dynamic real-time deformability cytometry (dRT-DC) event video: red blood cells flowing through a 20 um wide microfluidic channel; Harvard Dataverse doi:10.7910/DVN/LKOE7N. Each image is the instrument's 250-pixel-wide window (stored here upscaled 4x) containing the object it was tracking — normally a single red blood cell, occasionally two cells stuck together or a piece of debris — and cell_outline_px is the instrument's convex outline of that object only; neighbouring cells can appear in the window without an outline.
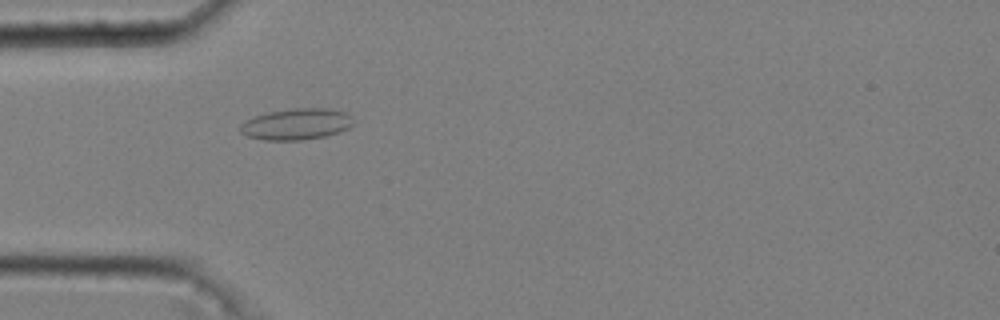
{"species": "common noctule bat (a hibernating species)", "species_latin": "Nyctalus noctula", "temperature_condition": "cold", "stored_images_in_passage": 43, "camera_frame_rate_fps": 3000, "um_per_image_px": 0.085, "animal": {"sex": "male", "body_mass_g": 20.4}, "frame": {"image": 1, "passage_image": 11, "time_ms": 3.333, "image_size_px": [1000, 320], "cell_outline_px": [[352, 124], [348, 128], [340, 132], [324, 136], [300, 140], [264, 140], [248, 136], [240, 132], [240, 124], [256, 116], [268, 112], [292, 108], [332, 108], [344, 112], [352, 116]], "centroid_in_image_um": [25.21, 10.54], "position_along_channel_um": 59.8, "area_um2": 20.52}}
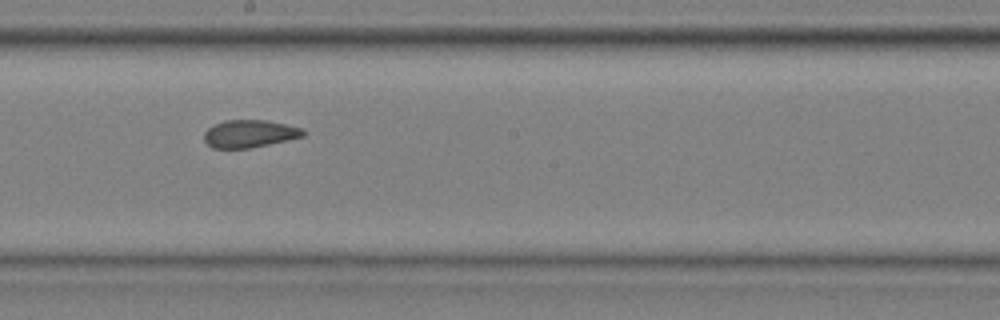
{"frame": {"image": 2, "passage_image": 25, "time_ms": 8.0, "image_size_px": [1000, 320], "cell_outline_px": [[308, 132], [304, 136], [288, 140], [248, 148], [212, 148], [204, 140], [204, 132], [208, 128], [224, 120], [264, 120], [304, 128]], "centroid_in_image_um": [21.24, 11.36], "position_along_channel_um": 227.0, "area_um2": 15.9}}
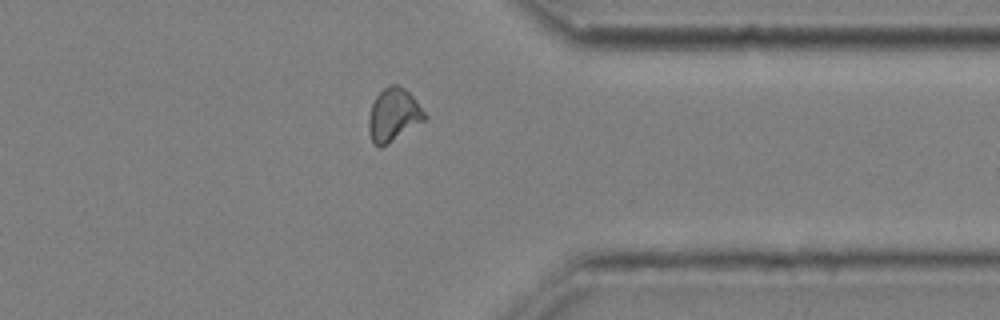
{"frame": {"image": 3, "passage_image": 38, "time_ms": 12.333, "image_size_px": [1000, 320], "cell_outline_px": [[428, 116], [424, 120], [380, 148], [372, 144], [368, 132], [368, 120], [372, 104], [376, 96], [384, 88], [392, 84], [396, 84], [404, 88], [416, 100]], "centroid_in_image_um": [33.42, 9.77], "position_along_channel_um": 378.0, "area_um2": 17.11}, "authors_computed_cell_mechanics": {"area_um2": 17.1088, "velocity_mm_per_s": 3.6367, "shape_relaxation_time_tau1_ms": null, "shape_relaxation_time_tau2_ms": 1.778, "deformation_change_tau1": null, "deformation_change_tau2": 0.0593}}